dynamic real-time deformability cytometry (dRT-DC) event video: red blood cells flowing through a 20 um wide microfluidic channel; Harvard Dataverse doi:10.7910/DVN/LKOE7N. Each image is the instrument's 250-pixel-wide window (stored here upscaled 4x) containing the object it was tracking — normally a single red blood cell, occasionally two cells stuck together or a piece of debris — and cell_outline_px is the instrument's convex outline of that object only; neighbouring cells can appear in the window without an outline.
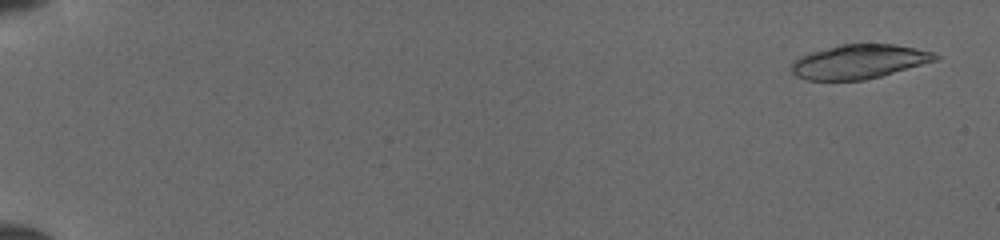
{"species": "common noctule bat (a hibernating species)", "species_latin": "Nyctalus noctula", "temperature_condition": "cold", "stored_images_in_passage": 38, "camera_frame_rate_fps": 3000, "um_per_image_px": 0.085, "animal": {"sex": "female", "body_mass_g": 19.5, "forearm_length_mm": 54.1}, "frame": {"image": 1, "passage_image": 3, "time_ms": 0.667, "image_size_px": [1000, 240], "cell_outline_px": [[940, 60], [880, 76], [864, 80], [808, 80], [796, 76], [792, 72], [792, 60], [808, 52], [840, 44], [892, 44], [932, 52], [940, 56]], "centroid_in_image_um": [73.0, 5.24], "position_along_channel_um": 12.0, "area_um2": 28.67}}
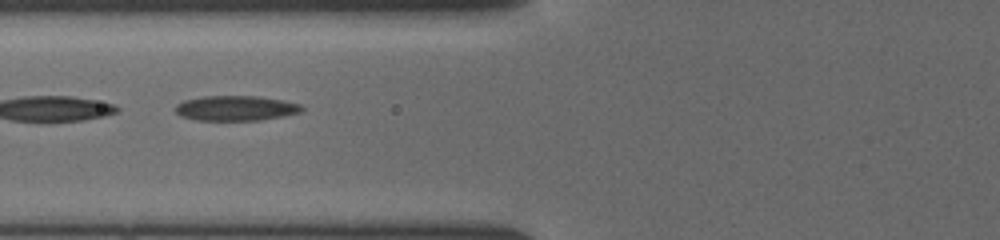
{"frame": {"image": 2, "passage_image": 23, "time_ms": 7.333, "image_size_px": [1000, 240], "cell_outline_px": [[304, 108], [300, 112], [284, 116], [260, 120], [196, 120], [180, 116], [176, 112], [176, 104], [184, 100], [204, 96], [256, 96], [284, 100], [300, 104]], "centroid_in_image_um": [20.04, 9.19], "position_along_channel_um": 105.8, "area_um2": 18.44}}
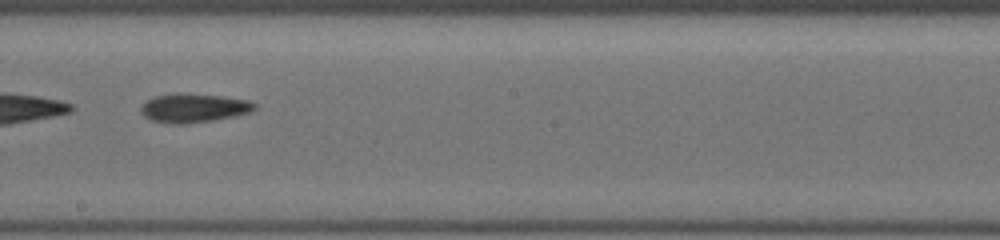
{"frame": {"image": 3, "passage_image": 32, "time_ms": 10.333, "image_size_px": [1000, 240], "cell_outline_px": [[256, 108], [252, 112], [236, 116], [212, 120], [184, 124], [168, 124], [152, 120], [144, 116], [140, 112], [140, 108], [148, 100], [156, 96], [220, 96], [248, 100], [256, 104]], "centroid_in_image_um": [16.51, 9.24], "position_along_channel_um": 231.7, "area_um2": 18.26}}